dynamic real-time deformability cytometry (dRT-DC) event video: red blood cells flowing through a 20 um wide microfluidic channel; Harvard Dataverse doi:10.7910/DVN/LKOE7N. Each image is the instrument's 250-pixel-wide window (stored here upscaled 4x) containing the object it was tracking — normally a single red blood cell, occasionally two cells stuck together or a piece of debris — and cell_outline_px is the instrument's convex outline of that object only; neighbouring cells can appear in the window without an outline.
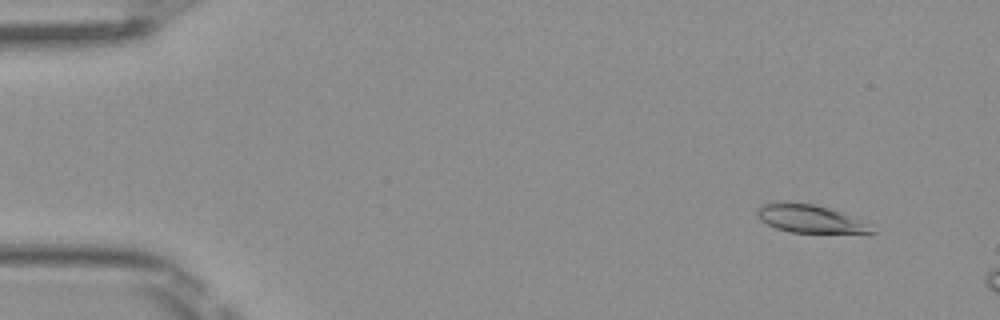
{"species": "Egyptian fruit bat (a non-hibernating species)", "species_latin": "Rousettus aegyptiacus", "temperature_condition": "room temperature", "stored_images_in_passage": 8, "camera_frame_rate_fps": 3000, "um_per_image_px": 0.085, "frame": {"image": 1, "passage_image": 3, "time_ms": 0.667, "image_size_px": [1000, 320], "cell_outline_px": [[876, 232], [792, 232], [776, 228], [760, 220], [756, 216], [756, 208], [764, 204], [812, 204], [828, 208], [868, 224]], "centroid_in_image_um": [68.77, 18.61], "position_along_channel_um": 16.2, "area_um2": 17.51}}